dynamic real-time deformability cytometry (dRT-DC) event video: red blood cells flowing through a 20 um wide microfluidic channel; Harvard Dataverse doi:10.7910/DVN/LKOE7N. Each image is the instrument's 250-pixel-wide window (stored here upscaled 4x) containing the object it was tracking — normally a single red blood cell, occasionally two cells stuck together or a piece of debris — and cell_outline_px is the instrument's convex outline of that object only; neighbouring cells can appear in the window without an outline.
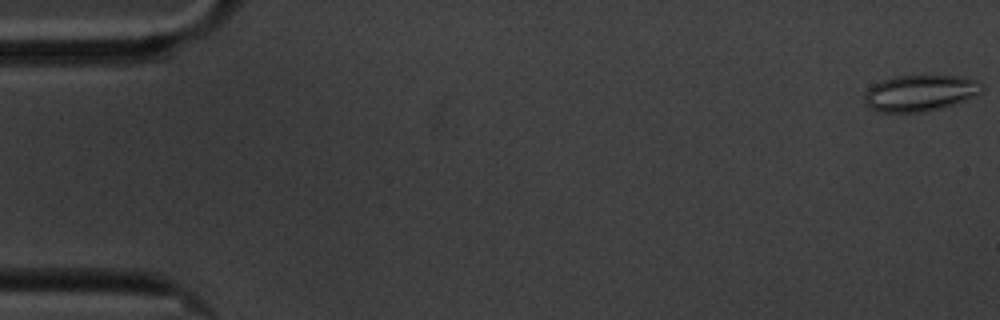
{"species": "common noctule bat (a hibernating species)", "species_latin": "Nyctalus noctula", "temperature_condition": "cold", "stored_images_in_passage": 9, "camera_frame_rate_fps": 3000, "um_per_image_px": 0.085, "animal": {"sex": "male", "body_mass_g": 20.1, "forearm_length_mm": 53.5}, "frame": {"image": 1, "passage_image": 1, "time_ms": 0.0, "image_size_px": [1000, 320], "cell_outline_px": [[984, 88], [980, 92], [964, 100], [940, 108], [920, 112], [880, 112], [864, 104], [864, 92], [872, 84], [896, 76], [964, 76], [980, 80], [984, 84]], "centroid_in_image_um": [78.2, 7.89], "position_along_channel_um": 6.8, "area_um2": 24.8}}